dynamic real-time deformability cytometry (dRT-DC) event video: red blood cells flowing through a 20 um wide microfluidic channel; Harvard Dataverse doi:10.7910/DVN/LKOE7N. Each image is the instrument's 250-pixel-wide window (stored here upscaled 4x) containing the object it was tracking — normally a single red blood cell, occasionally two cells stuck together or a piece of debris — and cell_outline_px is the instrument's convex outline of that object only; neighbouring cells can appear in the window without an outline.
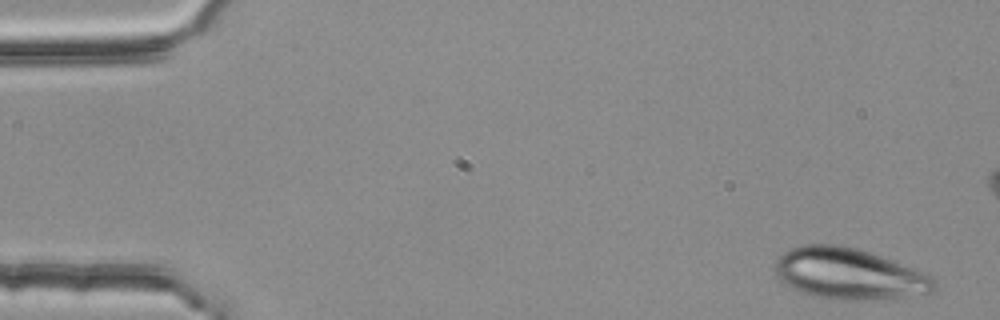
{"species": "common noctule bat (a hibernating species)", "species_latin": "Nyctalus noctula", "temperature_condition": "room temperature", "stored_images_in_passage": 2, "camera_frame_rate_fps": 3000, "um_per_image_px": 0.085, "animal": {"sex": "female", "body_mass_g": 25.1}, "frame": {"image": 1, "passage_image": 2, "time_ms": 0.333, "image_size_px": [1000, 320], "cell_outline_px": [[936, 288], [928, 292], [884, 300], [844, 300], [816, 296], [800, 292], [784, 284], [772, 272], [772, 264], [784, 252], [792, 248], [804, 244], [840, 244], [856, 248], [928, 272], [936, 280]], "centroid_in_image_um": [72.14, 23.27], "position_along_channel_um": 12.9, "area_um2": 47.97}}